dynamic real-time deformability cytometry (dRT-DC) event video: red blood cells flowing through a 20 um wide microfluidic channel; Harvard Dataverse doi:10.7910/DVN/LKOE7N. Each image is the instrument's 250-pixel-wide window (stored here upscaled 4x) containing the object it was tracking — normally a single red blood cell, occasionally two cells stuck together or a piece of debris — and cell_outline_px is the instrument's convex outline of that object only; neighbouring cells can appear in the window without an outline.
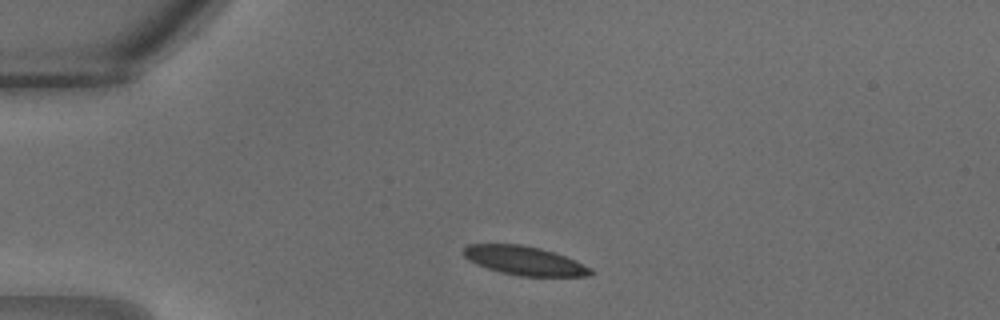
{"species": "common noctule bat (a hibernating species)", "species_latin": "Nyctalus noctula", "temperature_condition": "warm", "stored_images_in_passage": 27, "camera_frame_rate_fps": 3000, "um_per_image_px": 0.085, "animal": {"sex": "male", "body_mass_g": 18.8}, "frame": {"image": 1, "passage_image": 3, "time_ms": 0.667, "image_size_px": [1000, 320], "cell_outline_px": [[596, 272], [588, 276], [520, 276], [500, 272], [476, 264], [468, 260], [460, 252], [468, 244], [520, 244], [540, 248], [564, 256], [592, 268]], "centroid_in_image_um": [44.55, 22.16], "position_along_channel_um": 40.5, "area_um2": 21.39}}
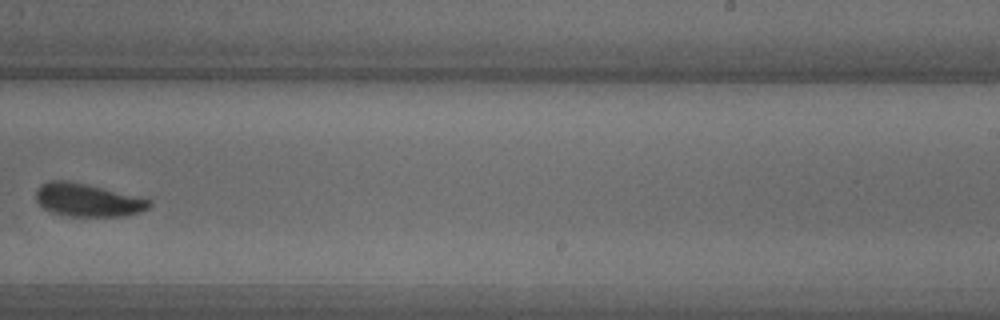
{"frame": {"image": 2, "passage_image": 16, "time_ms": 5.0, "image_size_px": [1000, 320], "cell_outline_px": [[152, 204], [148, 208], [140, 212], [124, 216], [68, 216], [52, 212], [44, 208], [36, 200], [36, 188], [40, 184], [52, 180], [68, 180], [88, 184], [152, 200]], "centroid_in_image_um": [7.44, 16.99], "position_along_channel_um": 281.6, "area_um2": 21.85}}
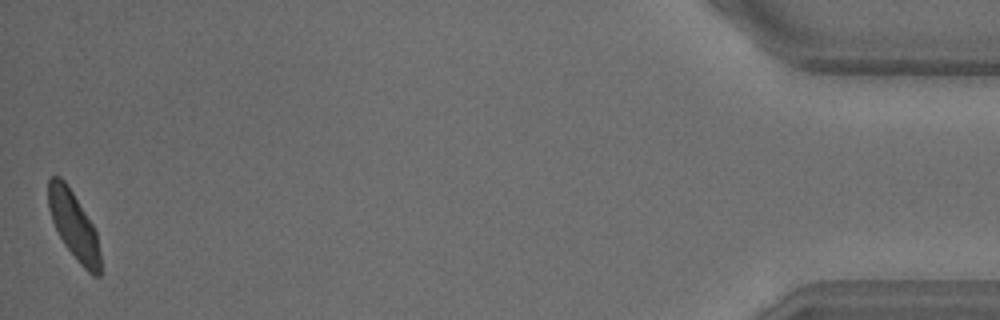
{"frame": {"image": 3, "passage_image": 27, "time_ms": 8.667, "image_size_px": [1000, 320], "cell_outline_px": [[100, 276], [92, 276], [80, 264], [64, 244], [52, 220], [48, 208], [48, 180], [52, 176], [60, 176], [64, 180], [72, 192], [92, 224], [96, 232], [100, 252]], "centroid_in_image_um": [6.26, 19.17], "position_along_channel_um": 428.9, "area_um2": 20.17}}